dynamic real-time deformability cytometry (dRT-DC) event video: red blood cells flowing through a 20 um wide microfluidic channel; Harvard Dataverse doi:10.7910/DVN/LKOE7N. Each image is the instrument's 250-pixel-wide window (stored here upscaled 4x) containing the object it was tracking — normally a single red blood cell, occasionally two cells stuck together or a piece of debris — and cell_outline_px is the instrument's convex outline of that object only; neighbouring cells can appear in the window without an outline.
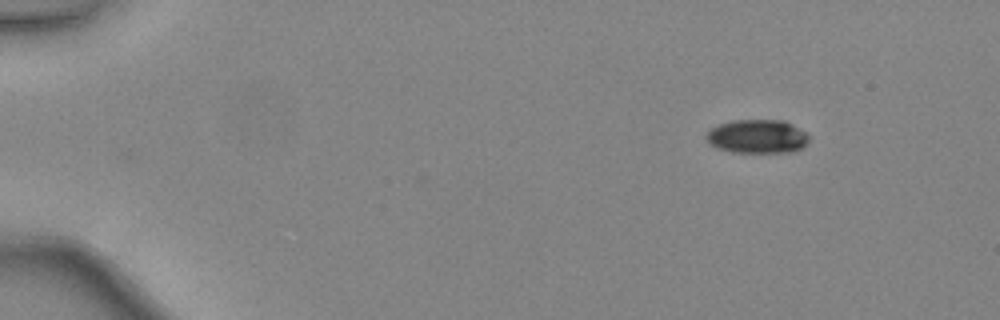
{"species": "common noctule bat (a hibernating species)", "species_latin": "Nyctalus noctula", "temperature_condition": "warm", "stored_images_in_passage": 7, "camera_frame_rate_fps": 3000, "um_per_image_px": 0.085, "animal": {"sex": "female", "body_mass_g": 24.6, "forearm_length_mm": 56.2}, "frame": {"image": 1, "passage_image": 1, "time_ms": 0.0, "image_size_px": [1000, 320], "cell_outline_px": [[808, 140], [800, 148], [792, 152], [732, 152], [716, 148], [708, 144], [704, 136], [712, 128], [720, 124], [732, 120], [784, 120], [808, 132]], "centroid_in_image_um": [64.35, 11.59], "position_along_channel_um": 20.7, "area_um2": 20.29}}